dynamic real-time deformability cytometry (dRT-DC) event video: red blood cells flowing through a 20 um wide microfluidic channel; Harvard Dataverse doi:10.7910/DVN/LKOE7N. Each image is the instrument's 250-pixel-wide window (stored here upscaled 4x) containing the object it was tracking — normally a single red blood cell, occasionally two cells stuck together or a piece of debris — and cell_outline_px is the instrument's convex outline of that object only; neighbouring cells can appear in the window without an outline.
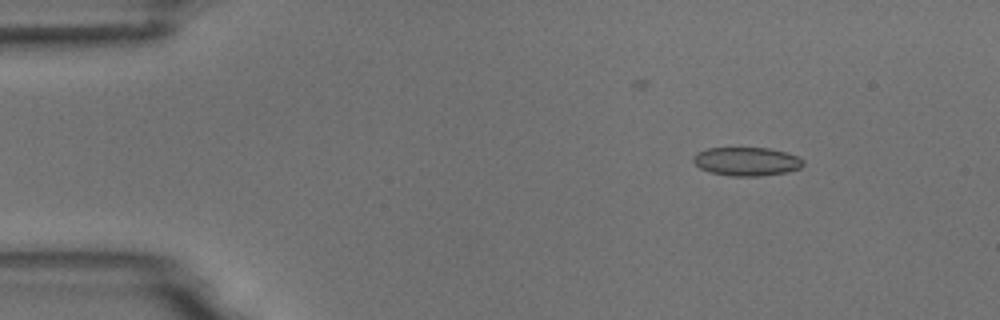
{"species": "common noctule bat (a hibernating species)", "species_latin": "Nyctalus noctula", "temperature_condition": "room temperature", "stored_images_in_passage": 3, "camera_frame_rate_fps": 3000, "um_per_image_px": 0.085, "animal": {"sex": "male", "body_mass_g": 18.8}, "frame": {"image": 1, "passage_image": 1, "time_ms": 0.0, "image_size_px": [1000, 320], "cell_outline_px": [[804, 164], [800, 168], [788, 172], [760, 176], [728, 176], [712, 172], [700, 168], [692, 160], [692, 156], [696, 152], [708, 148], [768, 148], [784, 152], [796, 156], [804, 160]], "centroid_in_image_um": [63.45, 13.73], "position_along_channel_um": 21.6, "area_um2": 18.32}}